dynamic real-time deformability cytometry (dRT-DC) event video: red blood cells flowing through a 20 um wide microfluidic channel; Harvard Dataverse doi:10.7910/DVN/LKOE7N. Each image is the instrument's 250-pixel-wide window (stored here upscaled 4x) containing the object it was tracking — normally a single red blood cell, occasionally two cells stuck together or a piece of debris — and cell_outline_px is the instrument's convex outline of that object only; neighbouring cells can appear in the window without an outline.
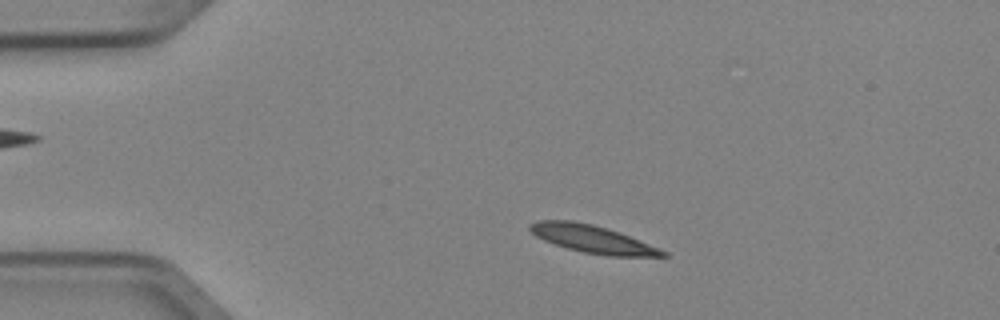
{"species": "Egyptian fruit bat (a non-hibernating species)", "species_latin": "Rousettus aegyptiacus", "temperature_condition": "cold", "stored_images_in_passage": 3, "camera_frame_rate_fps": 3000, "um_per_image_px": 0.085, "animal": {"sex": "female"}, "frame": {"image": 1, "passage_image": 2, "time_ms": 0.333, "image_size_px": [1000, 320], "cell_outline_px": [[668, 256], [608, 256], [584, 252], [568, 248], [544, 240], [536, 236], [528, 228], [528, 224], [540, 220], [572, 220], [592, 224], [628, 236], [660, 248], [668, 252]], "centroid_in_image_um": [50.34, 20.32], "position_along_channel_um": 34.7, "area_um2": 20.98}}
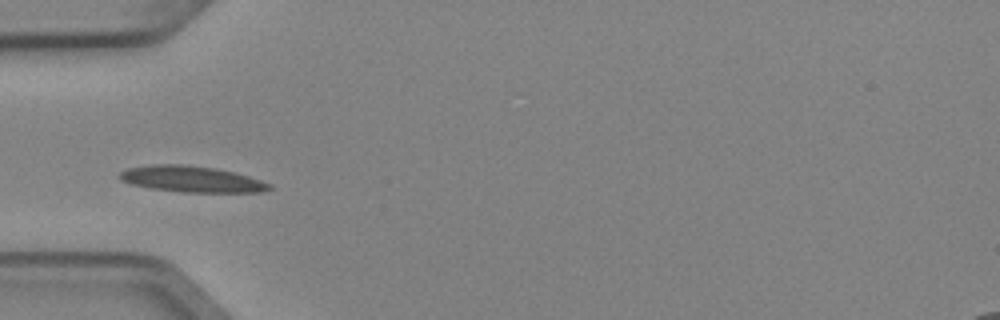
{"frame": {"image": 2, "passage_image": 3, "time_ms": 0.667, "image_size_px": [1000, 320], "cell_outline_px": [[272, 188], [260, 192], [184, 192], [152, 188], [132, 184], [120, 180], [116, 176], [120, 172], [128, 168], [148, 164], [184, 164], [216, 168], [248, 176], [272, 184]], "centroid_in_image_um": [16.25, 15.21], "position_along_channel_um": 68.8, "area_um2": 22.77}}